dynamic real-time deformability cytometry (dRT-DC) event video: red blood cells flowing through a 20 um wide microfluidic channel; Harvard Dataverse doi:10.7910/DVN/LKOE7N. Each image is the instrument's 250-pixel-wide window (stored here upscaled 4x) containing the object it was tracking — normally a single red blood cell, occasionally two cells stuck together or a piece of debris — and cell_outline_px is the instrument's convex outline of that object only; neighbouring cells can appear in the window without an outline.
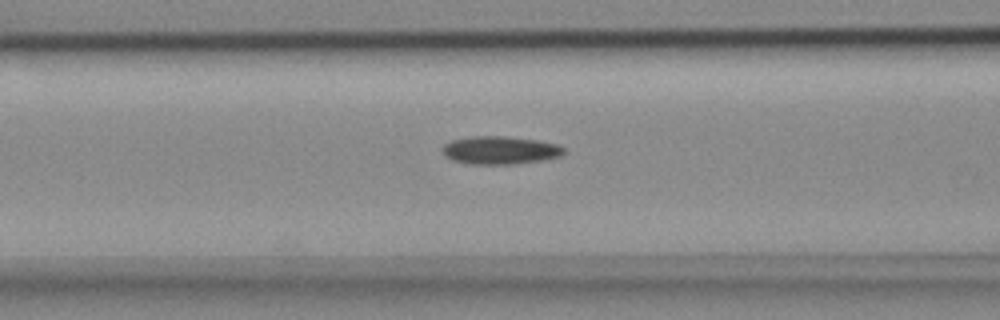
{"species": "common noctule bat (a hibernating species)", "species_latin": "Nyctalus noctula", "temperature_condition": "cold", "stored_images_in_passage": 36, "camera_frame_rate_fps": 3000, "um_per_image_px": 0.085, "animal": {"sex": "female", "body_mass_g": 18.4}, "frame": {"image": 1, "passage_image": 11, "time_ms": 3.333, "image_size_px": [1000, 320], "cell_outline_px": [[564, 152], [560, 156], [540, 160], [512, 164], [468, 164], [452, 160], [444, 156], [444, 144], [452, 140], [472, 136], [504, 136], [536, 140], [560, 144], [564, 148]], "centroid_in_image_um": [42.5, 12.76], "position_along_channel_um": 124.1, "area_um2": 19.71}}
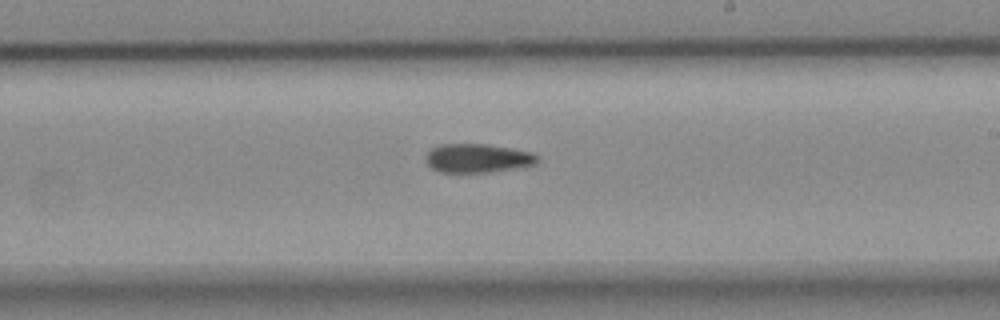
{"frame": {"image": 2, "passage_image": 21, "time_ms": 6.667, "image_size_px": [1000, 320], "cell_outline_px": [[540, 160], [536, 164], [488, 172], [440, 172], [432, 168], [428, 164], [428, 152], [432, 148], [440, 144], [484, 144], [532, 152], [540, 156]], "centroid_in_image_um": [40.63, 13.44], "position_along_channel_um": 248.4, "area_um2": 18.44}}
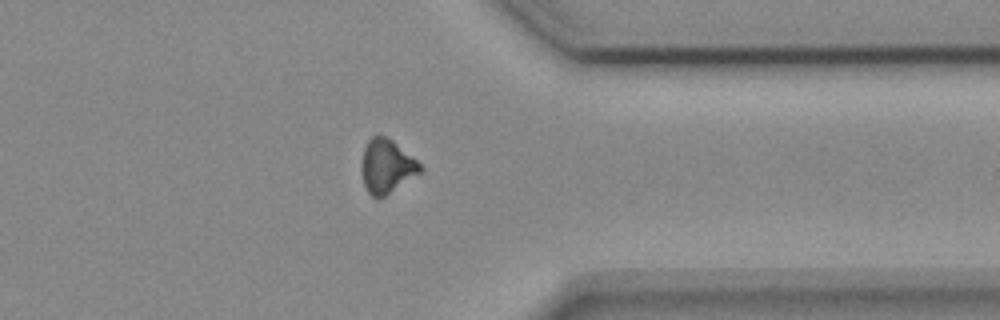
{"frame": {"image": 3, "passage_image": 32, "time_ms": 10.333, "image_size_px": [1000, 320], "cell_outline_px": [[424, 172], [384, 196], [376, 200], [368, 192], [364, 184], [360, 168], [360, 164], [364, 148], [368, 140], [372, 136], [388, 136], [416, 160], [424, 168]], "centroid_in_image_um": [32.87, 14.15], "position_along_channel_um": 378.5, "area_um2": 18.67}}